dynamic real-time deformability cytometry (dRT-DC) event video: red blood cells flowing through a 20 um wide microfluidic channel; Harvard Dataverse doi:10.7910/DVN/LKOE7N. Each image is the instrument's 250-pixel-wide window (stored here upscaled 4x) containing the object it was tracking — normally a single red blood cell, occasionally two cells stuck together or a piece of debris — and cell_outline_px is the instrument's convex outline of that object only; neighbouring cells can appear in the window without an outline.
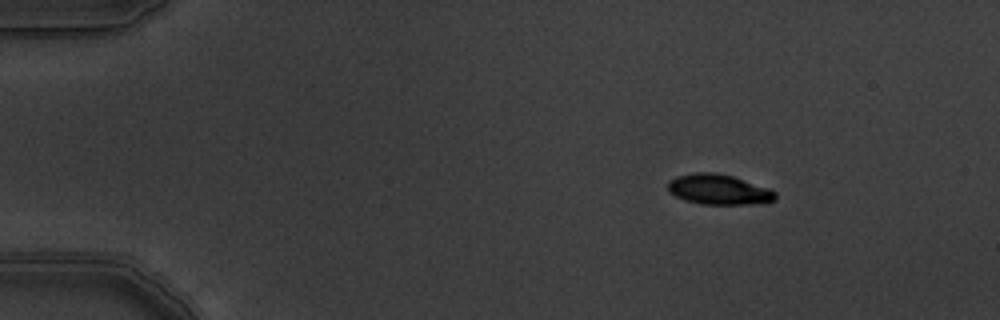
{"species": "common noctule bat (a hibernating species)", "species_latin": "Nyctalus noctula", "temperature_condition": "warm", "stored_images_in_passage": 3, "camera_frame_rate_fps": 3000, "um_per_image_px": 0.085, "animal": {"sex": "male", "body_mass_g": 19.5, "forearm_length_mm": 54.6}, "frame": {"image": 1, "passage_image": 1, "time_ms": 0.0, "image_size_px": [1000, 320], "cell_outline_px": [[776, 200], [752, 204], [700, 204], [684, 200], [668, 192], [668, 180], [676, 176], [692, 172], [712, 172], [732, 176], [768, 188], [776, 192]], "centroid_in_image_um": [61.04, 16.1], "position_along_channel_um": 24.0, "area_um2": 18.96}}
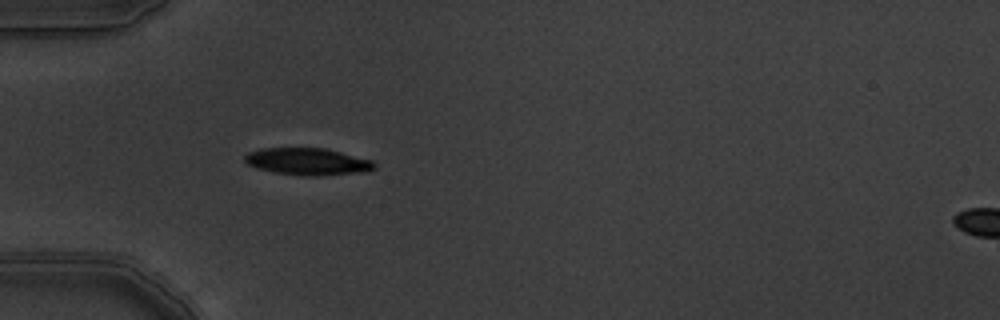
{"frame": {"image": 2, "passage_image": 3, "time_ms": 0.667, "image_size_px": [1000, 320], "cell_outline_px": [[376, 168], [368, 172], [320, 176], [304, 176], [276, 172], [256, 168], [248, 164], [244, 160], [244, 156], [248, 152], [260, 148], [324, 148], [372, 160], [376, 164]], "centroid_in_image_um": [26.17, 13.74], "position_along_channel_um": 58.8, "area_um2": 20.58}}